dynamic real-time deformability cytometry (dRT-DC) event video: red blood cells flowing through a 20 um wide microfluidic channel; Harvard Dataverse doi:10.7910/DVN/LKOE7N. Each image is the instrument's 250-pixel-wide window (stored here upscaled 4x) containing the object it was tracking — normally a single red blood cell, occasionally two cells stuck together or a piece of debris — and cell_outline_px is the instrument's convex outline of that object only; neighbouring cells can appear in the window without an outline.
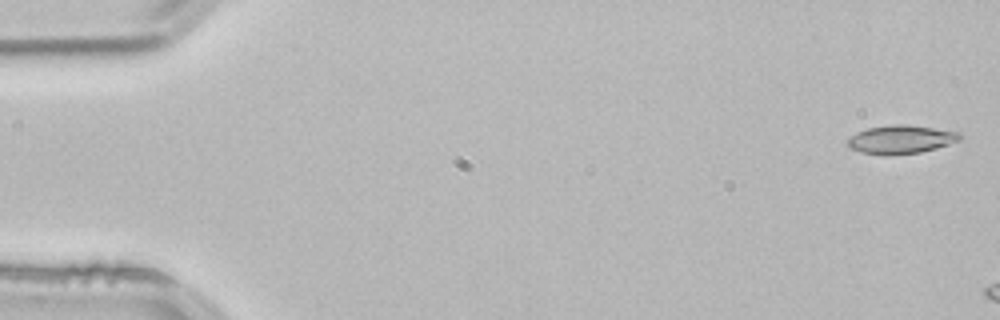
{"species": "common noctule bat (a hibernating species)", "species_latin": "Nyctalus noctula", "temperature_condition": "room temperature", "stored_images_in_passage": 7, "camera_frame_rate_fps": 3000, "um_per_image_px": 0.085, "animal": {"sex": "male", "body_mass_g": 21.5, "forearm_length_mm": 52.0}, "frame": {"image": 1, "passage_image": 1, "time_ms": 0.0, "image_size_px": [1000, 320], "cell_outline_px": [[960, 140], [936, 148], [920, 152], [892, 156], [884, 156], [860, 152], [844, 144], [856, 132], [868, 128], [892, 124], [908, 124], [960, 132]], "centroid_in_image_um": [76.54, 11.86], "position_along_channel_um": 8.5, "area_um2": 18.79}}